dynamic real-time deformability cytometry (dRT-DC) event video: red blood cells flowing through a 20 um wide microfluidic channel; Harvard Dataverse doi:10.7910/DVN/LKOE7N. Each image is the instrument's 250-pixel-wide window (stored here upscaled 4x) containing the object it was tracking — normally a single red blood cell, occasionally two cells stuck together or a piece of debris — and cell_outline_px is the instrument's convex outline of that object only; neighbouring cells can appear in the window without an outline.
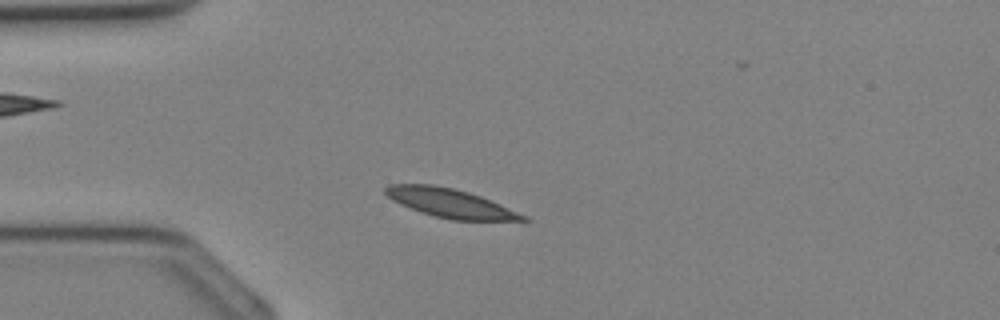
{"species": "Egyptian fruit bat (a non-hibernating species)", "species_latin": "Rousettus aegyptiacus", "temperature_condition": "cold", "stored_images_in_passage": 31, "camera_frame_rate_fps": 3000, "um_per_image_px": 0.085, "animal": {"sex": "female"}, "frame": {"image": 1, "passage_image": 5, "time_ms": 1.333, "image_size_px": [1000, 320], "cell_outline_px": [[532, 220], [452, 220], [420, 212], [400, 204], [392, 200], [384, 192], [384, 188], [388, 184], [432, 184], [452, 188], [468, 192], [480, 196], [500, 204], [528, 216]], "centroid_in_image_um": [38.25, 17.26], "position_along_channel_um": 46.7, "area_um2": 22.95}}
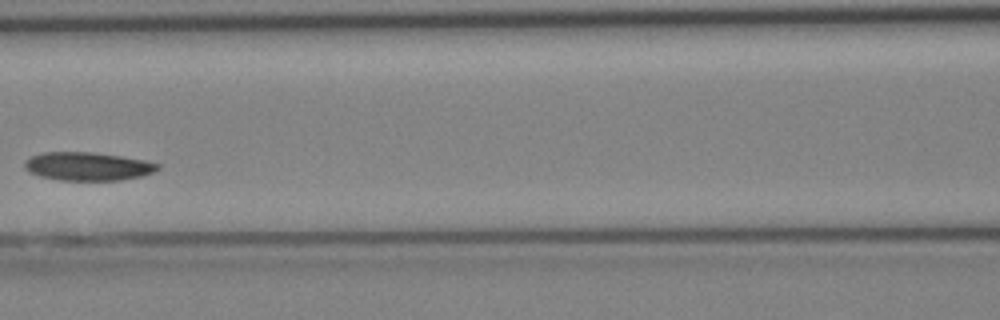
{"frame": {"image": 2, "passage_image": 12, "time_ms": 3.667, "image_size_px": [1000, 320], "cell_outline_px": [[160, 168], [152, 172], [140, 176], [120, 180], [60, 180], [40, 176], [28, 172], [24, 168], [24, 160], [32, 156], [44, 152], [92, 152], [120, 156], [144, 160], [160, 164]], "centroid_in_image_um": [7.42, 14.13], "position_along_channel_um": 159.2, "area_um2": 21.91}}
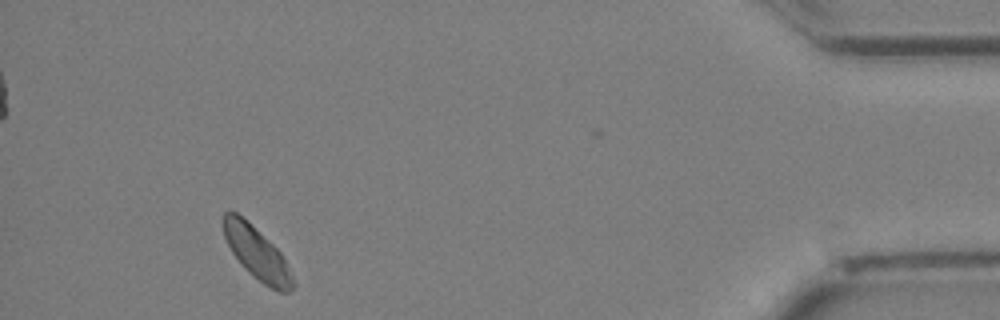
{"frame": {"image": 3, "passage_image": 29, "time_ms": 9.333, "image_size_px": [1000, 320], "cell_outline_px": [[296, 284], [288, 292], [280, 292], [264, 284], [248, 272], [244, 268], [232, 252], [224, 236], [224, 212], [236, 212], [248, 220], [280, 252]], "centroid_in_image_um": [21.83, 21.52], "position_along_channel_um": 413.4, "area_um2": 20.75}}